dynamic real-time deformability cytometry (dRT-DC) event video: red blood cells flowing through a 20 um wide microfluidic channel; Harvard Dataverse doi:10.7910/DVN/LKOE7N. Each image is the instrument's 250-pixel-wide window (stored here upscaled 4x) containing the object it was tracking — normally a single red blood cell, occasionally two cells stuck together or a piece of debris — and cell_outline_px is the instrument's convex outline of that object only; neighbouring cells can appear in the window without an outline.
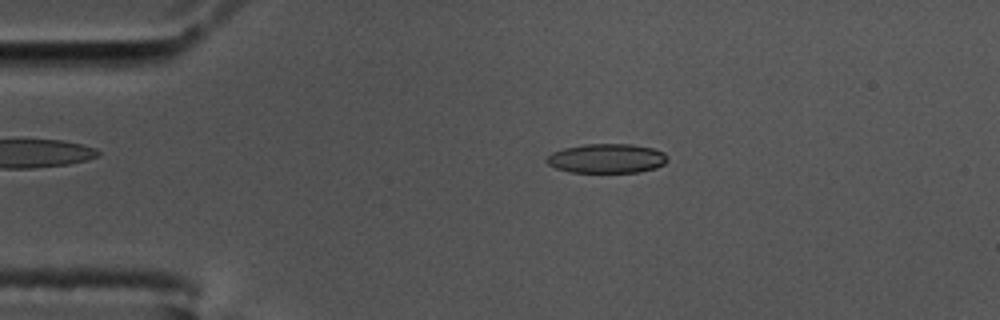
{"species": "common noctule bat (a hibernating species)", "species_latin": "Nyctalus noctula", "temperature_condition": "cold", "stored_images_in_passage": 47, "camera_frame_rate_fps": 3000, "um_per_image_px": 0.085, "animal": {"sex": "male", "body_mass_g": 17.5, "forearm_length_mm": 52.3}, "frame": {"image": 1, "passage_image": 1, "time_ms": 0.0, "image_size_px": [1000, 320], "cell_outline_px": [[668, 160], [664, 164], [656, 168], [640, 172], [568, 172], [556, 168], [548, 164], [544, 160], [552, 152], [564, 148], [584, 144], [632, 144], [652, 148], [664, 152], [668, 156]], "centroid_in_image_um": [51.58, 13.47], "position_along_channel_um": 33.4, "area_um2": 20.81}}
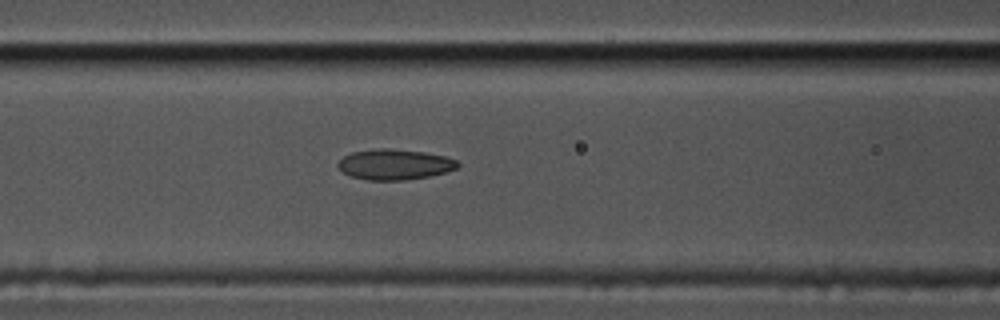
{"frame": {"image": 2, "passage_image": 13, "time_ms": 4.0, "image_size_px": [1000, 320], "cell_outline_px": [[460, 164], [456, 168], [444, 172], [428, 176], [404, 180], [368, 180], [352, 176], [344, 172], [336, 164], [344, 156], [352, 152], [380, 148], [388, 148], [424, 152], [444, 156], [456, 160]], "centroid_in_image_um": [33.53, 13.97], "position_along_channel_um": 133.1, "area_um2": 20.98}}
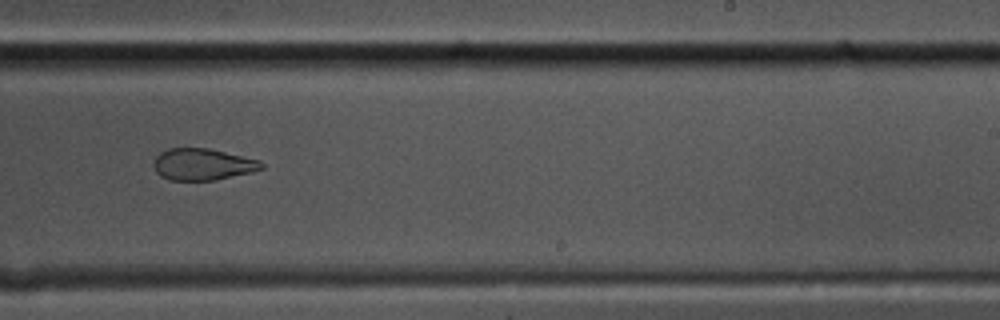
{"frame": {"image": 3, "passage_image": 25, "time_ms": 8.0, "image_size_px": [1000, 320], "cell_outline_px": [[264, 168], [252, 172], [216, 180], [168, 180], [160, 176], [156, 172], [152, 164], [156, 156], [160, 152], [168, 148], [208, 148], [260, 160], [264, 164]], "centroid_in_image_um": [17.21, 13.97], "position_along_channel_um": 271.8, "area_um2": 20.06}, "authors_computed_cell_mechanics": {"area_um2": 21.5016, "velocity_mm_per_s": 3.4726, "shape_relaxation_time_tau1_ms": null, "shape_relaxation_time_tau2_ms": 3.1247, "deformation_change_tau1": null, "deformation_change_tau2": 0.0732}}